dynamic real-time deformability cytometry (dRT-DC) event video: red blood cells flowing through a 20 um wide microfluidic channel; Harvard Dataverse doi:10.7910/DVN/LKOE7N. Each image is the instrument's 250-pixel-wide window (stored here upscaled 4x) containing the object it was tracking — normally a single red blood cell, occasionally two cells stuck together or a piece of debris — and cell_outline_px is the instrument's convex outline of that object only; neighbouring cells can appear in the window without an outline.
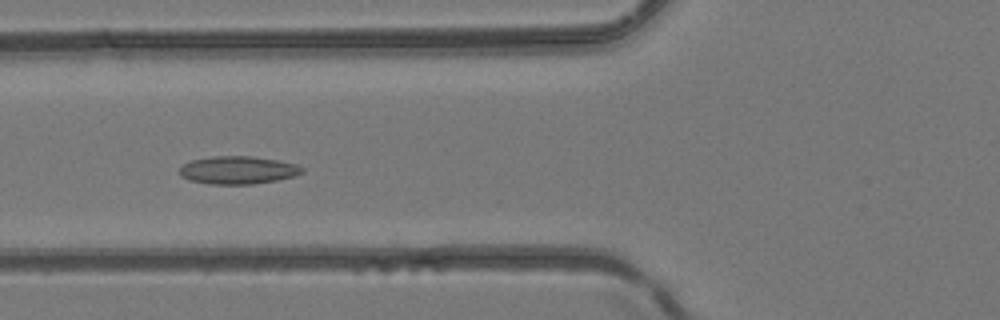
{"species": "common noctule bat (a hibernating species)", "species_latin": "Nyctalus noctula", "temperature_condition": "room temperature", "stored_images_in_passage": 34, "camera_frame_rate_fps": 3000, "um_per_image_px": 0.085, "animal": {"sex": "female", "body_mass_g": 24.6, "forearm_length_mm": 56.2}, "frame": {"image": 1, "passage_image": 8, "time_ms": 2.333, "image_size_px": [1000, 320], "cell_outline_px": [[304, 172], [292, 176], [276, 180], [252, 184], [208, 184], [188, 180], [180, 176], [180, 168], [184, 164], [192, 160], [212, 156], [252, 156], [276, 160], [296, 164], [304, 168]], "centroid_in_image_um": [20.2, 14.46], "position_along_channel_um": 105.6, "area_um2": 19.83}}
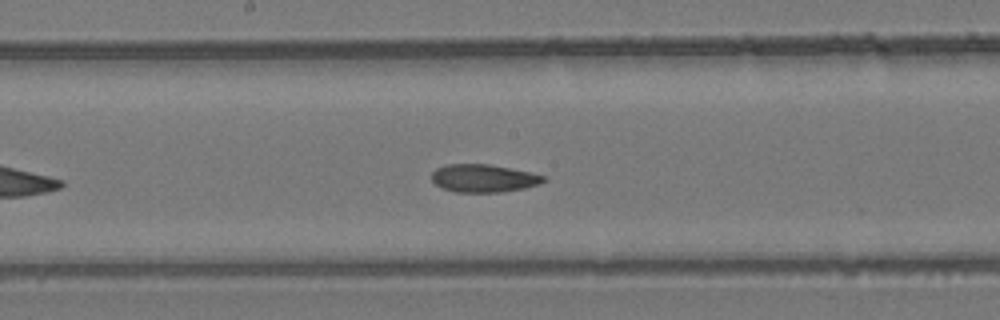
{"frame": {"image": 2, "passage_image": 15, "time_ms": 4.667, "image_size_px": [1000, 320], "cell_outline_px": [[548, 180], [540, 184], [524, 188], [500, 192], [456, 192], [444, 188], [436, 184], [432, 180], [432, 172], [436, 168], [444, 164], [488, 164], [532, 172], [544, 176]], "centroid_in_image_um": [41.12, 15.14], "position_along_channel_um": 207.1, "area_um2": 18.21}}
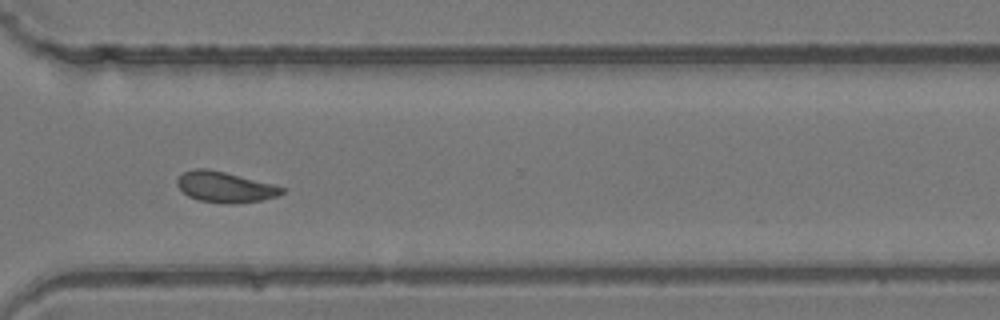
{"frame": {"image": 3, "passage_image": 25, "time_ms": 8.0, "image_size_px": [1000, 320], "cell_outline_px": [[284, 192], [276, 196], [260, 200], [228, 204], [200, 200], [188, 196], [176, 184], [176, 180], [184, 172], [192, 168], [208, 168], [272, 184], [284, 188]], "centroid_in_image_um": [19.08, 15.89], "position_along_channel_um": 351.5, "area_um2": 18.38}}